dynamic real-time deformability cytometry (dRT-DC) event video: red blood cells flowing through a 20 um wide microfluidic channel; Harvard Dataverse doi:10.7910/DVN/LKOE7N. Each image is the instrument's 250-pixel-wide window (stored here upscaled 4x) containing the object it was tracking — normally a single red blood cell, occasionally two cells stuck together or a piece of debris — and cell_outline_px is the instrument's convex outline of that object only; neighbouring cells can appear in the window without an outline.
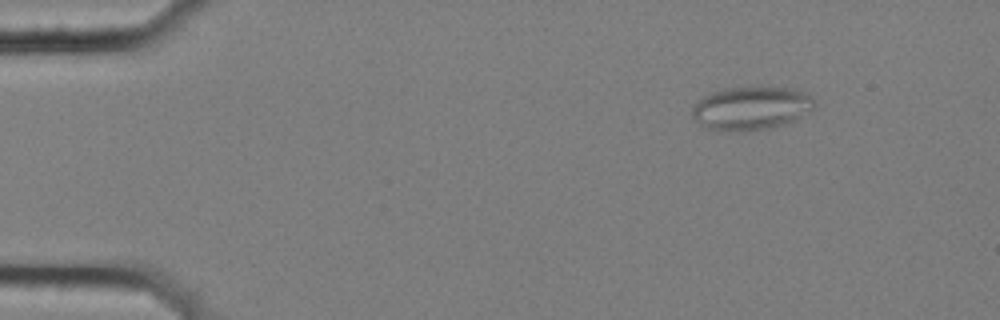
{"species": "common noctule bat (a hibernating species)", "species_latin": "Nyctalus noctula", "temperature_condition": "cold", "stored_images_in_passage": 5, "camera_frame_rate_fps": 3000, "um_per_image_px": 0.085, "animal": {"sex": "female", "body_mass_g": 25.1}, "frame": {"image": 1, "passage_image": 2, "time_ms": 0.333, "image_size_px": [1000, 320], "cell_outline_px": [[816, 104], [812, 108], [800, 116], [784, 124], [768, 128], [748, 132], [716, 132], [700, 124], [692, 116], [692, 108], [704, 96], [712, 92], [724, 88], [792, 88], [804, 92], [812, 96]], "centroid_in_image_um": [63.81, 9.23], "position_along_channel_um": 21.2, "area_um2": 30.81}}